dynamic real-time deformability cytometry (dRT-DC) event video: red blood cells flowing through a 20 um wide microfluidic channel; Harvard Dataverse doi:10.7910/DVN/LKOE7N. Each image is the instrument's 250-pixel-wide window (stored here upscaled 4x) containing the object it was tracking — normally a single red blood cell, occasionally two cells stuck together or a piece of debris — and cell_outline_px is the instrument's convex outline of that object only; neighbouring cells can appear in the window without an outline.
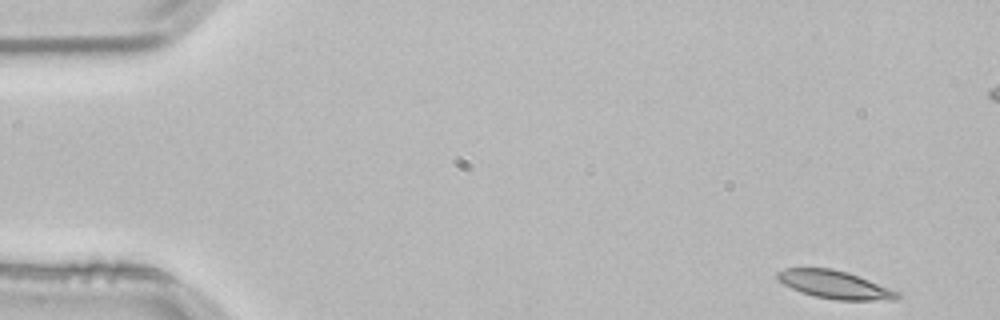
{"species": "common noctule bat (a hibernating species)", "species_latin": "Nyctalus noctula", "temperature_condition": "room temperature", "stored_images_in_passage": 52, "camera_frame_rate_fps": 3000, "um_per_image_px": 0.085, "animal": {"sex": "male", "body_mass_g": 21.5, "forearm_length_mm": 52.0}, "frame": {"image": 1, "passage_image": 1, "time_ms": 0.0, "image_size_px": [1000, 320], "cell_outline_px": [[900, 296], [892, 300], [836, 300], [816, 296], [800, 292], [784, 284], [776, 276], [776, 272], [784, 268], [832, 268], [848, 272], [900, 292]], "centroid_in_image_um": [70.95, 24.19], "position_along_channel_um": 14.1, "area_um2": 19.42}}
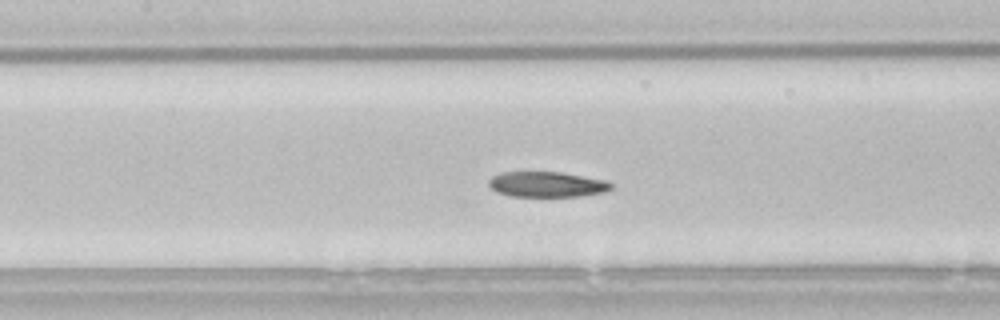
{"frame": {"image": 2, "passage_image": 22, "time_ms": 7.0, "image_size_px": [1000, 320], "cell_outline_px": [[612, 188], [604, 192], [580, 196], [512, 196], [496, 192], [488, 184], [488, 180], [492, 176], [500, 172], [560, 172], [604, 180], [612, 184]], "centroid_in_image_um": [46.44, 15.67], "position_along_channel_um": 161.0, "area_um2": 17.98}}
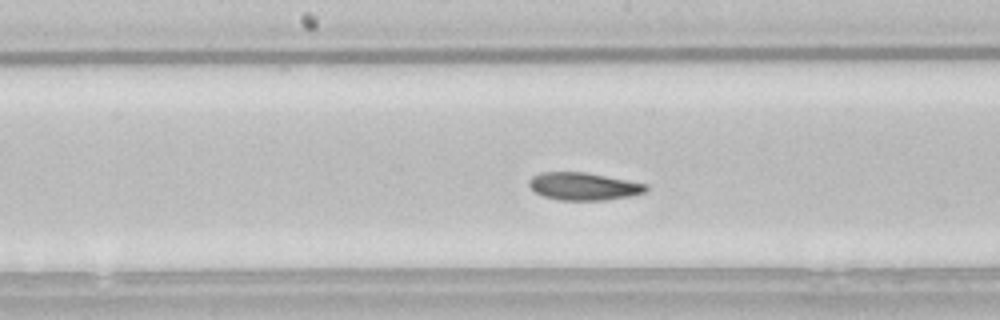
{"frame": {"image": 3, "passage_image": 25, "time_ms": 8.0, "image_size_px": [1000, 320], "cell_outline_px": [[648, 188], [644, 192], [628, 196], [604, 200], [560, 200], [544, 196], [536, 192], [528, 184], [528, 180], [532, 176], [540, 172], [584, 172], [648, 184]], "centroid_in_image_um": [49.58, 15.83], "position_along_channel_um": 198.6, "area_um2": 18.61}, "authors_computed_cell_mechanics": {"area_um2": 19.363, "velocity_mm_per_s": 3.7699, "shape_relaxation_time_tau1_ms": 4.7127, "shape_relaxation_time_tau2_ms": 3.4242, "deformation_change_tau1": 0.1322, "deformation_change_tau2": 0.0844}}